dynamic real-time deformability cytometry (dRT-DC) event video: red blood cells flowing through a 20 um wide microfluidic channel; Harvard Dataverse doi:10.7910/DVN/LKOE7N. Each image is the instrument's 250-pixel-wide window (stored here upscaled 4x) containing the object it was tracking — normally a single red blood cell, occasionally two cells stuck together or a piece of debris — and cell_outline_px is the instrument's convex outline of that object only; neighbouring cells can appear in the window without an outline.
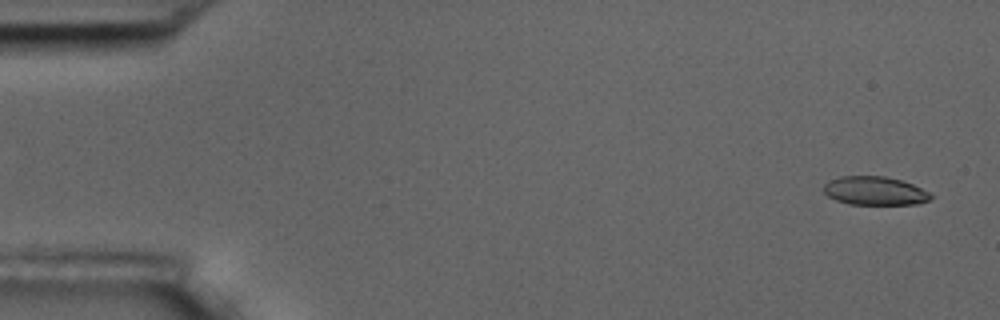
{"species": "common noctule bat (a hibernating species)", "species_latin": "Nyctalus noctula", "temperature_condition": "room temperature", "stored_images_in_passage": 6, "camera_frame_rate_fps": 3000, "um_per_image_px": 0.085, "animal": {"sex": "male", "body_mass_g": 17.5, "forearm_length_mm": 52.3}, "frame": {"image": 1, "passage_image": 1, "time_ms": 0.0, "image_size_px": [1000, 320], "cell_outline_px": [[932, 196], [928, 200], [920, 204], [848, 204], [836, 200], [828, 196], [824, 192], [824, 184], [828, 180], [840, 176], [884, 176], [900, 180], [912, 184], [928, 192]], "centroid_in_image_um": [74.32, 16.22], "position_along_channel_um": 10.7, "area_um2": 17.74}}